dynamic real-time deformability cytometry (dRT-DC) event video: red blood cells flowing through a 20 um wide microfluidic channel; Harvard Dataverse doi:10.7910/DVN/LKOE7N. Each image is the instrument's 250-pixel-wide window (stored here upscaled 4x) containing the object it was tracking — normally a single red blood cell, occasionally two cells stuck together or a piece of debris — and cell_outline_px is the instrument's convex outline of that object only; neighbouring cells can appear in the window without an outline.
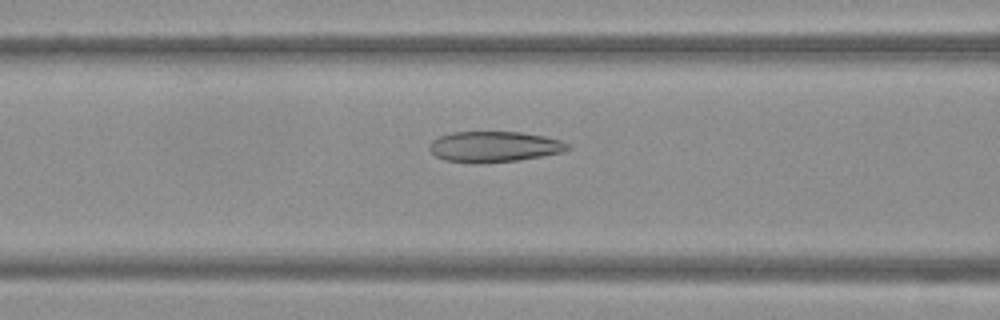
{"species": "Egyptian fruit bat (a non-hibernating species)", "species_latin": "Rousettus aegyptiacus", "temperature_condition": "warm", "stored_images_in_passage": 49, "camera_frame_rate_fps": 3000, "um_per_image_px": 0.085, "frame": {"image": 1, "passage_image": 20, "time_ms": 6.333, "image_size_px": [1000, 320], "cell_outline_px": [[572, 148], [564, 152], [516, 160], [476, 164], [444, 160], [436, 156], [428, 148], [428, 144], [432, 140], [440, 136], [452, 132], [520, 132], [544, 136], [560, 140], [568, 144]], "centroid_in_image_um": [41.98, 12.47], "position_along_channel_um": 124.6, "area_um2": 24.8}}
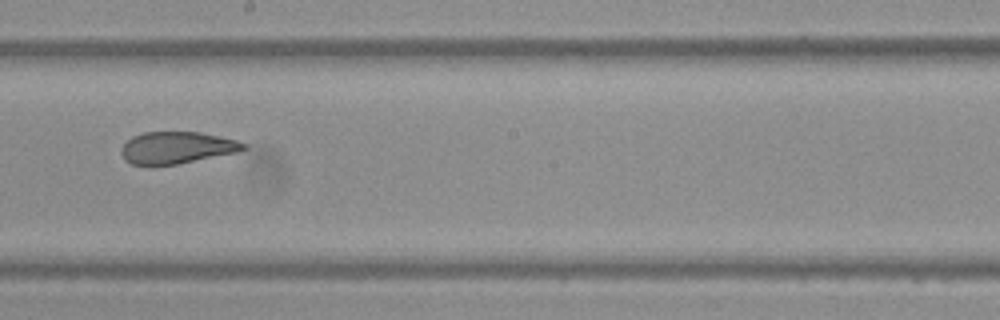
{"frame": {"image": 2, "passage_image": 28, "time_ms": 9.0, "image_size_px": [1000, 320], "cell_outline_px": [[248, 148], [236, 152], [176, 164], [152, 168], [148, 168], [132, 164], [124, 160], [120, 152], [120, 148], [132, 136], [144, 132], [200, 132], [220, 136], [236, 140], [248, 144]], "centroid_in_image_um": [14.96, 12.58], "position_along_channel_um": 233.2, "area_um2": 23.24}}
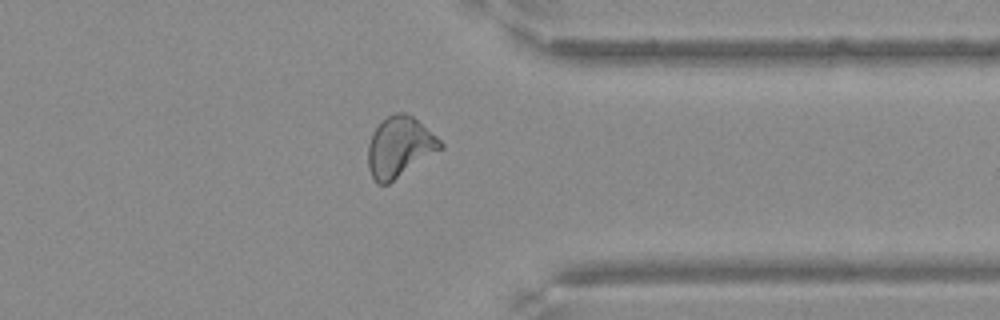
{"frame": {"image": 3, "passage_image": 39, "time_ms": 12.667, "image_size_px": [1000, 320], "cell_outline_px": [[444, 148], [388, 184], [376, 184], [368, 168], [368, 144], [372, 132], [380, 120], [396, 112], [404, 112], [412, 116], [436, 136], [444, 144]], "centroid_in_image_um": [33.95, 12.49], "position_along_channel_um": 377.5, "area_um2": 25.61}}